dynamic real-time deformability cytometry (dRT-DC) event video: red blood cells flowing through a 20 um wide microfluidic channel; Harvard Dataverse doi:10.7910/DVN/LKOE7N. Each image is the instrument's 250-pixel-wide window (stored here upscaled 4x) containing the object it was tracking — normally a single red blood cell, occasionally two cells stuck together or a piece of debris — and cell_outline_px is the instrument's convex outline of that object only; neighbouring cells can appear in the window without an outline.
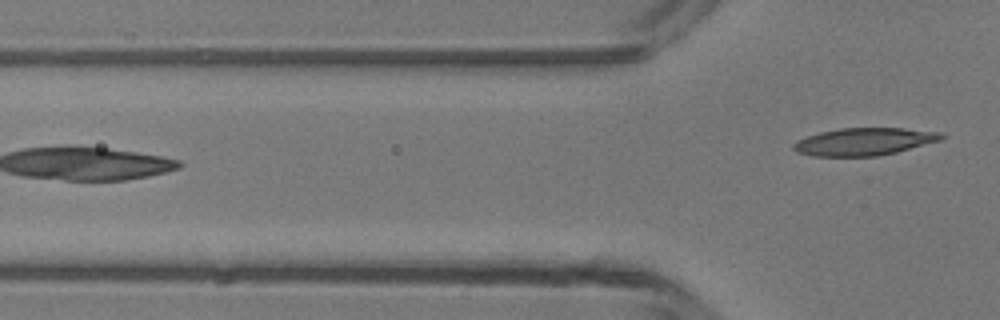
{"species": "common noctule bat (a hibernating species)", "species_latin": "Nyctalus noctula", "temperature_condition": "room temperature", "stored_images_in_passage": 4, "camera_frame_rate_fps": 3000, "um_per_image_px": 0.085, "animal": {"sex": "male", "body_mass_g": 13.3}, "frame": {"image": 1, "passage_image": 4, "time_ms": 3.333, "image_size_px": [1000, 320], "cell_outline_px": [[944, 136], [940, 140], [896, 152], [876, 156], [812, 156], [796, 152], [792, 148], [792, 144], [796, 140], [820, 132], [840, 128], [904, 128], [940, 132]], "centroid_in_image_um": [73.4, 12.04], "position_along_channel_um": 52.4, "area_um2": 23.58}}